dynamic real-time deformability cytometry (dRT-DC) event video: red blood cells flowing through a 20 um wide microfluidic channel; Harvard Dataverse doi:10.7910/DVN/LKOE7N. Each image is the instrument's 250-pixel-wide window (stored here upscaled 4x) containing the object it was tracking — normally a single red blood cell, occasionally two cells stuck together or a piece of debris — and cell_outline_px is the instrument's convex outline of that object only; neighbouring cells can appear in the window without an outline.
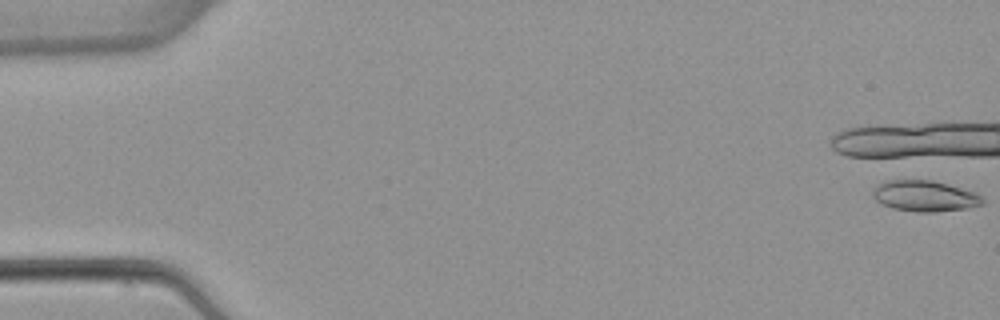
{"species": "common noctule bat (a hibernating species)", "species_latin": "Nyctalus noctula", "temperature_condition": "warm", "stored_images_in_passage": 9, "camera_frame_rate_fps": 3000, "um_per_image_px": 0.085, "animal": {"sex": "female", "body_mass_g": 22.7, "forearm_length_mm": 54.2}, "frame": {"image": 1, "passage_image": 1, "time_ms": 0.0, "image_size_px": [1000, 320], "cell_outline_px": [[984, 204], [968, 208], [932, 212], [916, 212], [892, 208], [880, 204], [872, 196], [872, 188], [876, 184], [884, 180], [932, 180], [948, 184], [976, 192], [984, 200]], "centroid_in_image_um": [78.56, 16.65], "position_along_channel_um": 6.4, "area_um2": 20.06}}
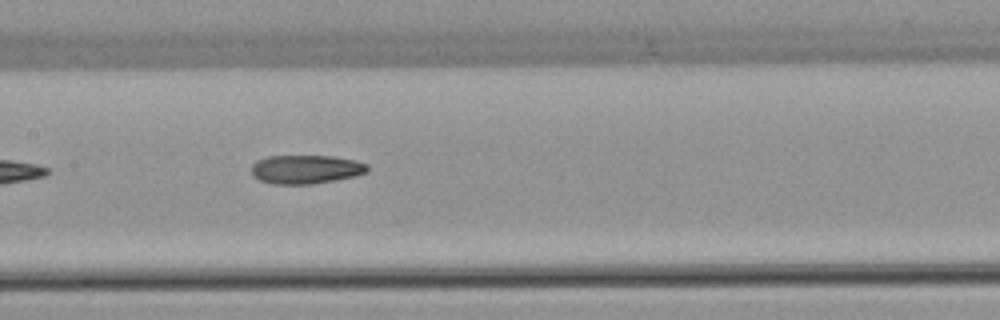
{"frame": {"image": 2, "passage_image": 9, "time_ms": 9.667, "image_size_px": [1000, 320], "cell_outline_px": [[368, 172], [356, 176], [336, 180], [312, 184], [272, 184], [260, 180], [252, 176], [252, 164], [256, 160], [268, 156], [332, 156], [356, 160], [368, 164]], "centroid_in_image_um": [26.01, 14.39], "position_along_channel_um": 181.4, "area_um2": 19.65}}